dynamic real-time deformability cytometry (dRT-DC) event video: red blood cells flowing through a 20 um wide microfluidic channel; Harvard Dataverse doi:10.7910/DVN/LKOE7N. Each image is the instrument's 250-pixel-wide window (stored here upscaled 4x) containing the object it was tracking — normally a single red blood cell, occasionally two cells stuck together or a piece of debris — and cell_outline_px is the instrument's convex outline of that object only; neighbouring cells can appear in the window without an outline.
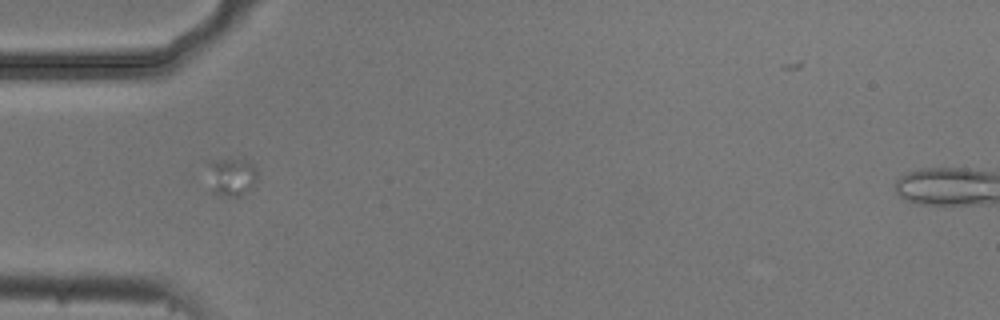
{"species": "common noctule bat (a hibernating species)", "species_latin": "Nyctalus noctula", "temperature_condition": "cold", "stored_images_in_passage": 2, "camera_frame_rate_fps": 3000, "um_per_image_px": 0.085, "animal": {"sex": "male", "body_mass_g": 20.5, "forearm_length_mm": 52.5}, "frame": {"image": 1, "passage_image": 1, "time_ms": 0.0, "image_size_px": [1000, 320], "cell_outline_px": [[256, 180], [240, 196], [228, 196], [212, 192], [204, 160], [248, 160], [256, 168]], "centroid_in_image_um": [19.59, 14.98], "position_along_channel_um": 65.4, "area_um2": 10.98}}
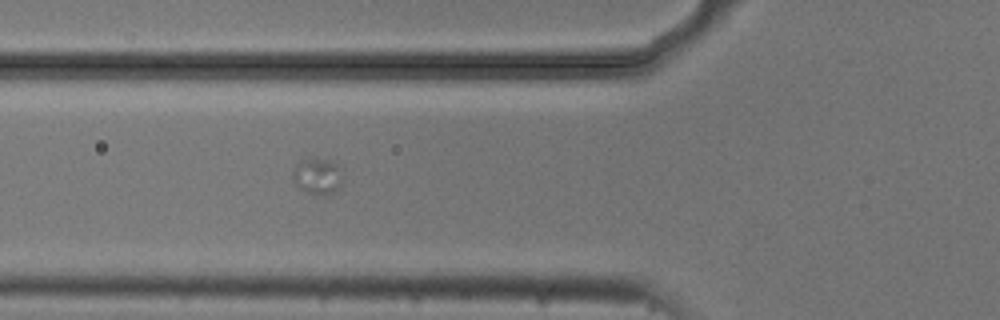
{"frame": {"image": 2, "passage_image": 2, "time_ms": 0.333, "image_size_px": [1000, 320], "cell_outline_px": [[340, 184], [332, 192], [324, 196], [320, 196], [308, 192], [300, 188], [296, 184], [292, 176], [292, 172], [296, 164], [300, 160], [312, 156], [316, 156], [332, 160], [336, 164], [340, 180]], "centroid_in_image_um": [26.91, 14.92], "position_along_channel_um": 98.9, "area_um2": 10.46}}